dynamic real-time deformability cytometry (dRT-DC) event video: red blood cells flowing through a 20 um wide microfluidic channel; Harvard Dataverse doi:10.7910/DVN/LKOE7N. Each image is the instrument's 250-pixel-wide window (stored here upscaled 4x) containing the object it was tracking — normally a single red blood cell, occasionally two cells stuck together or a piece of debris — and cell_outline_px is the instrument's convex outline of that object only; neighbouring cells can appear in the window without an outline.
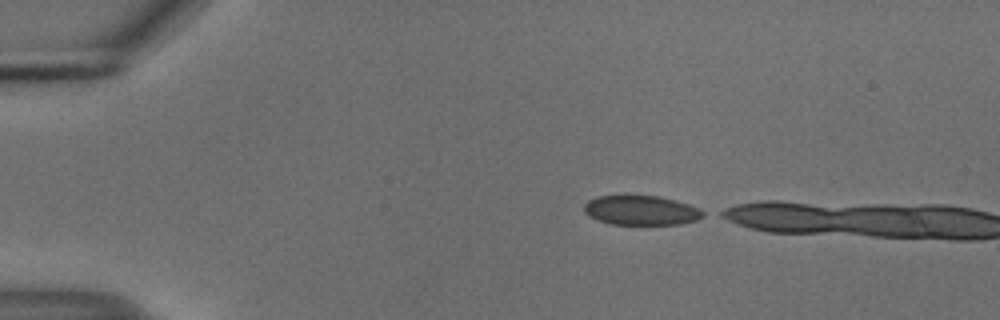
{"species": "common noctule bat (a hibernating species)", "species_latin": "Nyctalus noctula", "temperature_condition": "cold", "stored_images_in_passage": 3, "camera_frame_rate_fps": 3000, "um_per_image_px": 0.085, "animal": {"sex": "male", "body_mass_g": 18.8}, "frame": {"image": 1, "passage_image": 1, "time_ms": 0.0, "image_size_px": [1000, 320], "cell_outline_px": [[708, 212], [704, 216], [696, 220], [680, 224], [608, 224], [596, 220], [588, 216], [584, 212], [584, 204], [588, 200], [596, 196], [624, 192], [628, 192], [660, 196], [676, 200], [700, 208]], "centroid_in_image_um": [54.45, 17.82], "position_along_channel_um": 30.6, "area_um2": 21.68}}